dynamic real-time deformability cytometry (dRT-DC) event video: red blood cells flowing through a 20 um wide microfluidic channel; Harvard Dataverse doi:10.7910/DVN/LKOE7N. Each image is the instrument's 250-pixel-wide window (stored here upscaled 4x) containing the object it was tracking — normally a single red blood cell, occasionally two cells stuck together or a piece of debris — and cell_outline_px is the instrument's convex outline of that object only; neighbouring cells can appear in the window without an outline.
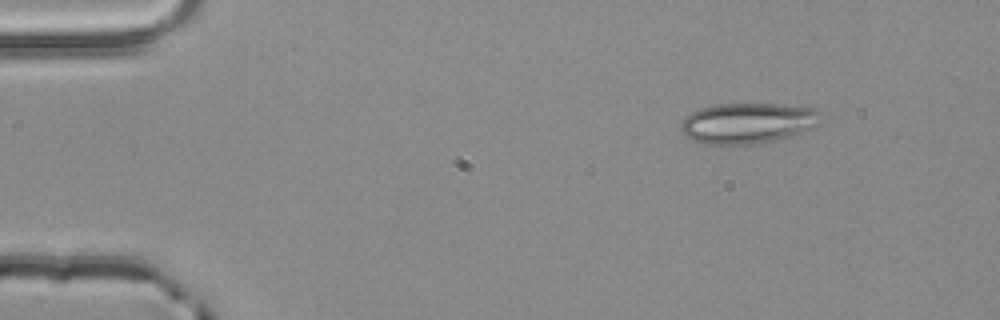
{"species": "common noctule bat (a hibernating species)", "species_latin": "Nyctalus noctula", "temperature_condition": "room temperature", "stored_images_in_passage": 48, "camera_frame_rate_fps": 3000, "um_per_image_px": 0.085, "animal": {"sex": "male", "body_mass_g": 20.4}, "frame": {"image": 1, "passage_image": 1, "time_ms": 0.0, "image_size_px": [1000, 320], "cell_outline_px": [[820, 124], [784, 140], [756, 144], [704, 144], [692, 140], [684, 136], [680, 128], [680, 124], [684, 116], [700, 108], [716, 104], [780, 104], [816, 108], [820, 112]], "centroid_in_image_um": [63.57, 10.48], "position_along_channel_um": 21.4, "area_um2": 33.76}}
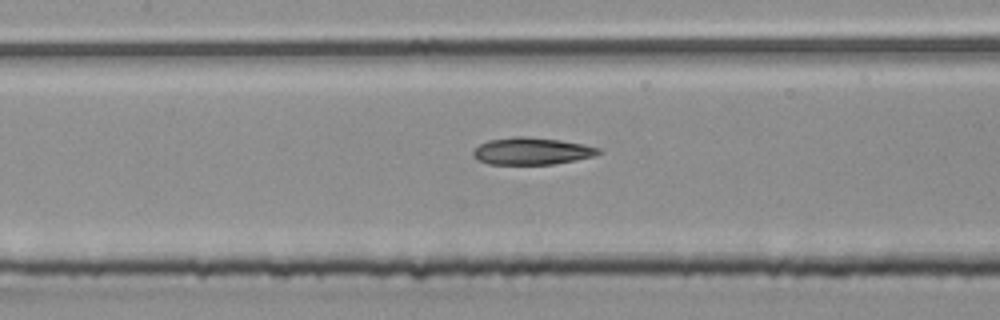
{"frame": {"image": 2, "passage_image": 19, "time_ms": 6.0, "image_size_px": [1000, 320], "cell_outline_px": [[604, 152], [596, 156], [576, 160], [552, 164], [488, 164], [472, 156], [472, 152], [480, 144], [488, 140], [512, 136], [528, 136], [560, 140], [584, 144], [600, 148]], "centroid_in_image_um": [45.24, 12.83], "position_along_channel_um": 162.2, "area_um2": 20.0}}
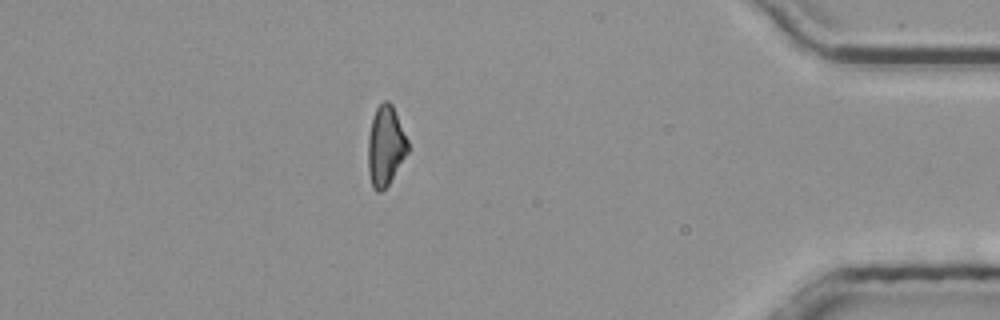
{"frame": {"image": 3, "passage_image": 41, "time_ms": 13.333, "image_size_px": [1000, 320], "cell_outline_px": [[408, 152], [388, 184], [380, 192], [376, 192], [372, 188], [368, 172], [368, 136], [372, 120], [376, 108], [384, 100], [388, 100], [392, 104], [408, 140]], "centroid_in_image_um": [32.76, 12.4], "position_along_channel_um": 402.4, "area_um2": 18.44}, "authors_computed_cell_mechanics": {"area_um2": 19.5653, "velocity_mm_per_s": 3.8862, "shape_relaxation_time_tau1_ms": null, "shape_relaxation_time_tau2_ms": 4.9841, "deformation_change_tau1": null, "deformation_change_tau2": 0.1417}}